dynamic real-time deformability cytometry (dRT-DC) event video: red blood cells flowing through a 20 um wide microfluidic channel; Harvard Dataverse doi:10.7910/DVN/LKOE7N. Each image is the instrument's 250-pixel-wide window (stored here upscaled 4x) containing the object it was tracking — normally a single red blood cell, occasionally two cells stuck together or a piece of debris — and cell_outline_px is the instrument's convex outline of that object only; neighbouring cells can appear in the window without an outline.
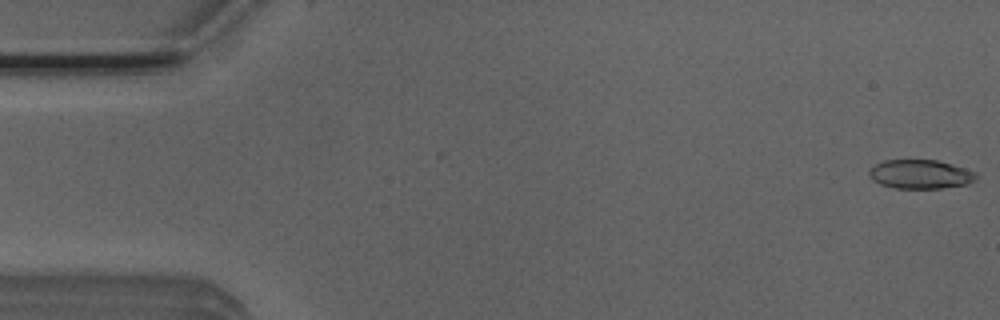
{"species": "Egyptian fruit bat (a non-hibernating species)", "species_latin": "Rousettus aegyptiacus", "temperature_condition": "room temperature", "stored_images_in_passage": 2, "camera_frame_rate_fps": 3000, "um_per_image_px": 0.085, "animal": {"sex": "male"}, "frame": {"image": 1, "passage_image": 2, "time_ms": 0.333, "image_size_px": [1000, 320], "cell_outline_px": [[976, 176], [968, 184], [940, 188], [896, 188], [880, 184], [872, 180], [868, 176], [868, 168], [884, 160], [936, 160], [964, 168], [976, 172]], "centroid_in_image_um": [78.16, 14.81], "position_along_channel_um": 6.8, "area_um2": 17.98}}